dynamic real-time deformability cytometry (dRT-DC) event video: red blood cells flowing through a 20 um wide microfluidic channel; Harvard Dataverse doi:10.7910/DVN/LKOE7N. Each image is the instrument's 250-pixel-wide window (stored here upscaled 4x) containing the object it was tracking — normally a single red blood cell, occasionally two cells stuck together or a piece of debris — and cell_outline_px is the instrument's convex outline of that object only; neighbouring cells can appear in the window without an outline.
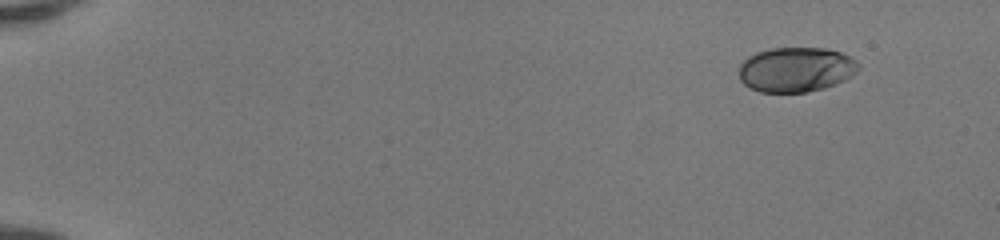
{"species": "human", "species_latin": "Homo sapiens", "temperature_condition": "room temperature", "stored_images_in_passage": 47, "camera_frame_rate_fps": 3000, "um_per_image_px": 0.085, "donor": {"sex": "female"}, "frame": {"image": 1, "passage_image": 1, "time_ms": 0.0, "image_size_px": [1000, 240], "cell_outline_px": [[860, 68], [852, 76], [836, 84], [824, 88], [808, 92], [760, 92], [748, 88], [740, 80], [740, 64], [748, 56], [756, 52], [772, 48], [828, 48], [840, 52], [856, 60], [860, 64]], "centroid_in_image_um": [67.67, 5.91], "position_along_channel_um": 17.3, "area_um2": 31.44}}
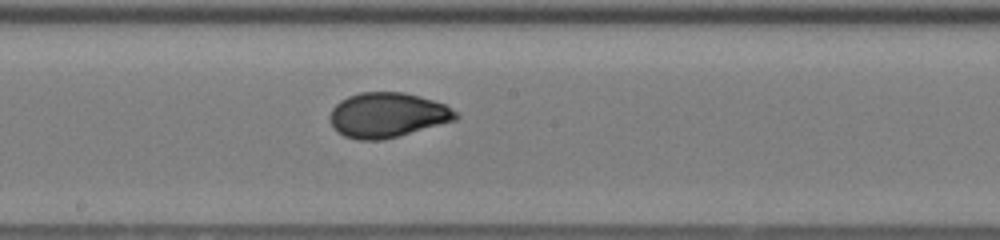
{"frame": {"image": 2, "passage_image": 26, "time_ms": 8.333, "image_size_px": [1000, 240], "cell_outline_px": [[460, 116], [456, 120], [384, 140], [356, 140], [344, 136], [336, 132], [332, 128], [328, 116], [332, 108], [340, 100], [348, 96], [360, 92], [404, 92], [420, 96], [444, 104], [456, 112]], "centroid_in_image_um": [32.88, 9.79], "position_along_channel_um": 215.3, "area_um2": 33.18}}
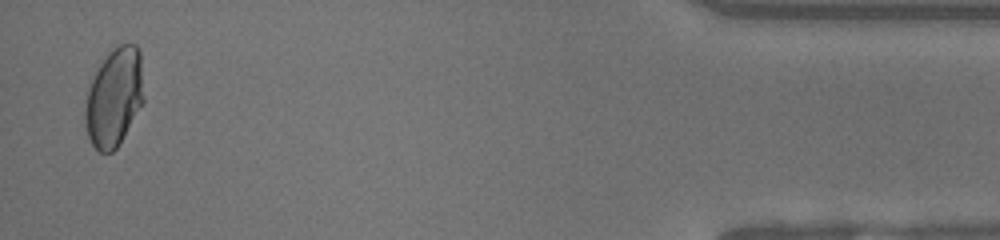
{"frame": {"image": 3, "passage_image": 46, "time_ms": 15.0, "image_size_px": [1000, 240], "cell_outline_px": [[144, 104], [116, 148], [112, 152], [100, 152], [92, 144], [88, 136], [84, 124], [84, 108], [88, 92], [92, 80], [100, 64], [112, 48], [120, 44], [136, 44], [140, 48], [144, 100]], "centroid_in_image_um": [9.72, 8.27], "position_along_channel_um": 425.5, "area_um2": 33.76}, "authors_computed_cell_mechanics": {"area_um2": 32.5414, "velocity_mm_per_s": 4.1861, "shape_relaxation_time_tau1_ms": 8.3761, "shape_relaxation_time_tau2_ms": null, "deformation_change_tau1": 0.2427, "deformation_change_tau2": null}}